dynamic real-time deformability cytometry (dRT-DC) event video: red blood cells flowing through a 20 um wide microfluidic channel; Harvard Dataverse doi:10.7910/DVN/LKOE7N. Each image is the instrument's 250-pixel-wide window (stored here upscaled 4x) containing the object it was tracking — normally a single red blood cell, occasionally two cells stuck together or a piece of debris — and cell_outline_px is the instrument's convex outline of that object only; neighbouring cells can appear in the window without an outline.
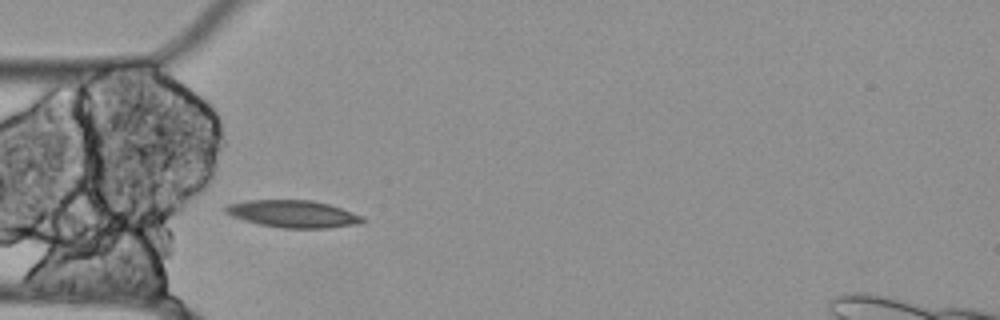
{"species": "Egyptian fruit bat (a non-hibernating species)", "species_latin": "Rousettus aegyptiacus", "temperature_condition": "cold", "stored_images_in_passage": 40, "camera_frame_rate_fps": 3000, "um_per_image_px": 0.085, "animal": {"sex": "female"}, "frame": {"image": 1, "passage_image": 1, "time_ms": 0.0, "image_size_px": [1000, 320], "cell_outline_px": [[368, 220], [356, 224], [328, 228], [280, 228], [260, 224], [244, 220], [232, 216], [224, 212], [224, 208], [228, 204], [248, 200], [312, 200], [328, 204], [364, 216]], "centroid_in_image_um": [24.92, 18.18], "position_along_channel_um": 60.1, "area_um2": 21.73}}
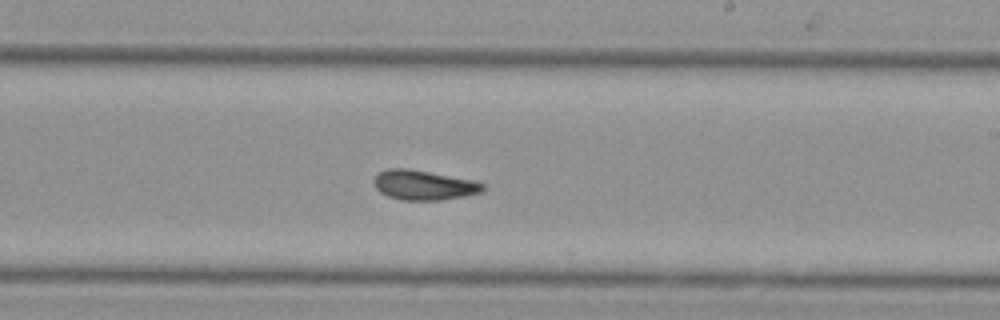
{"frame": {"image": 2, "passage_image": 17, "time_ms": 5.333, "image_size_px": [1000, 320], "cell_outline_px": [[488, 188], [484, 192], [464, 196], [440, 200], [400, 200], [388, 196], [380, 192], [376, 188], [372, 180], [380, 172], [388, 168], [408, 168], [476, 180], [484, 184]], "centroid_in_image_um": [36.07, 15.73], "position_along_channel_um": 252.9, "area_um2": 19.19}}
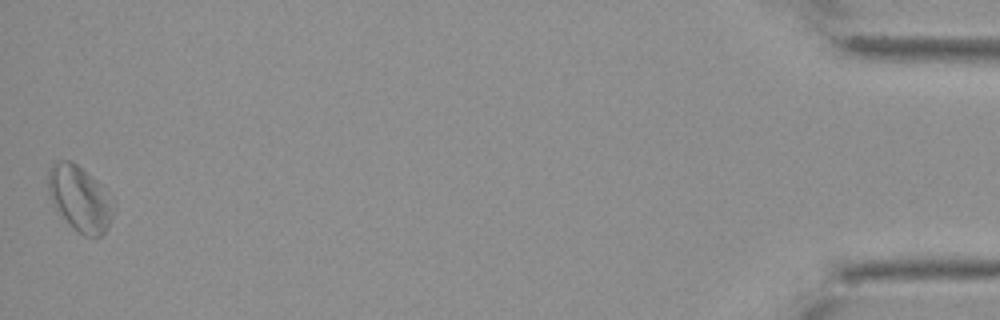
{"frame": {"image": 3, "passage_image": 40, "time_ms": 13.0, "image_size_px": [1000, 320], "cell_outline_px": [[116, 208], [108, 228], [100, 236], [84, 236], [72, 228], [56, 208], [48, 192], [48, 168], [52, 164], [60, 160], [72, 160], [92, 176], [100, 184], [116, 204]], "centroid_in_image_um": [6.8, 16.87], "position_along_channel_um": 428.4, "area_um2": 25.03}, "authors_computed_cell_mechanics": {"area_um2": 19.2474, "velocity_mm_per_s": 3.4826, "shape_relaxation_time_tau1_ms": null, "shape_relaxation_time_tau2_ms": 6.9421, "deformation_change_tau1": null, "deformation_change_tau2": 0.1482}}